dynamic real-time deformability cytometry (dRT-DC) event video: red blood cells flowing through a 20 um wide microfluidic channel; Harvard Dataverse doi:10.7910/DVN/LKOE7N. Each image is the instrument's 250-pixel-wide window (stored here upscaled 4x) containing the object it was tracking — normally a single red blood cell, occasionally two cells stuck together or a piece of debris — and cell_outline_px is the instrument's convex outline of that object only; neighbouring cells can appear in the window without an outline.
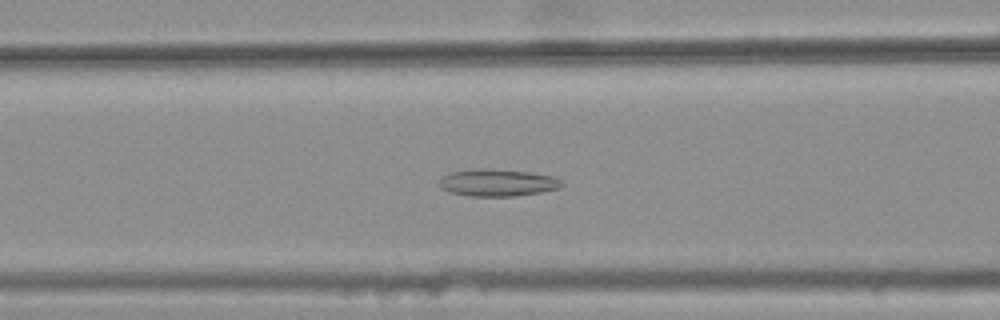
{"species": "common noctule bat (a hibernating species)", "species_latin": "Nyctalus noctula", "temperature_condition": "warm", "stored_images_in_passage": 35, "camera_frame_rate_fps": 3000, "um_per_image_px": 0.085, "animal": {"sex": "female", "body_mass_g": 25.1}, "frame": {"image": 1, "passage_image": 12, "time_ms": 3.667, "image_size_px": [1000, 320], "cell_outline_px": [[564, 184], [560, 188], [540, 192], [512, 196], [468, 196], [448, 192], [440, 188], [440, 180], [444, 176], [452, 172], [532, 172], [552, 176], [560, 180]], "centroid_in_image_um": [42.34, 15.6], "position_along_channel_um": 124.3, "area_um2": 18.09}}
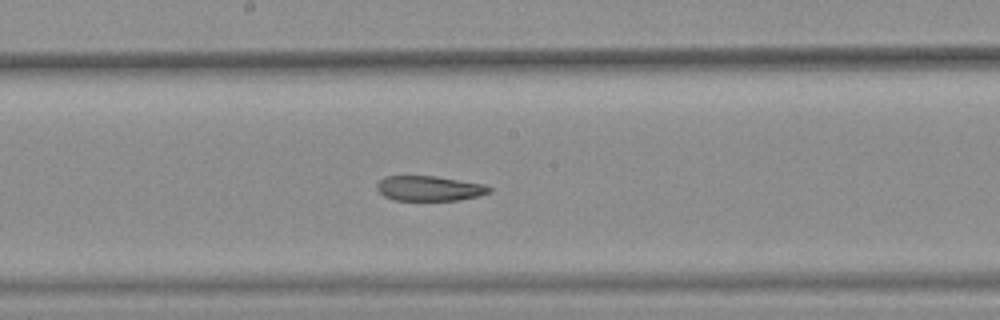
{"frame": {"image": 2, "passage_image": 19, "time_ms": 6.0, "image_size_px": [1000, 320], "cell_outline_px": [[492, 192], [480, 196], [460, 200], [392, 200], [384, 196], [376, 188], [376, 184], [384, 176], [436, 176], [484, 184], [492, 188]], "centroid_in_image_um": [36.51, 16.01], "position_along_channel_um": 211.7, "area_um2": 16.53}}
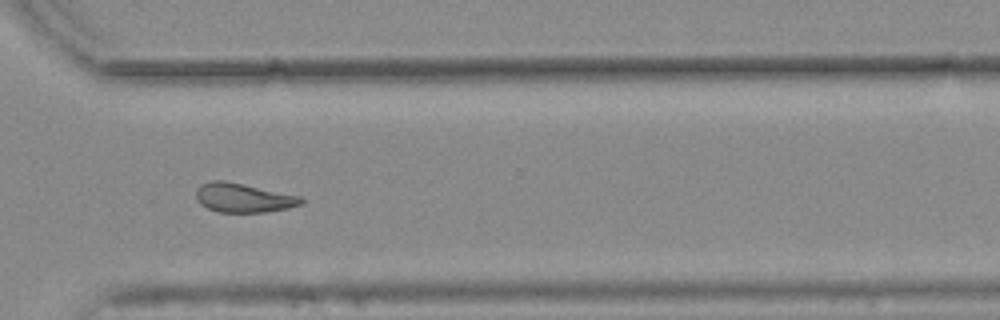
{"frame": {"image": 3, "passage_image": 30, "time_ms": 9.667, "image_size_px": [1000, 320], "cell_outline_px": [[304, 200], [300, 204], [288, 208], [264, 212], [220, 212], [208, 208], [200, 204], [196, 200], [196, 192], [200, 184], [208, 180], [224, 180], [244, 184], [300, 196]], "centroid_in_image_um": [20.64, 16.8], "position_along_channel_um": 350.0, "area_um2": 17.8}, "authors_computed_cell_mechanics": {"area_um2": 18.0336, "velocity_mm_per_s": 3.7594, "shape_relaxation_time_tau1_ms": null, "shape_relaxation_time_tau2_ms": 3.3064, "deformation_change_tau1": null, "deformation_change_tau2": 0.1157}}